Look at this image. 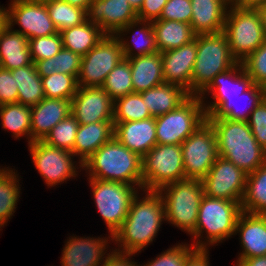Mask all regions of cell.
Listing matches in <instances>:
<instances>
[{
  "label": "cell",
  "mask_w": 266,
  "mask_h": 266,
  "mask_svg": "<svg viewBox=\"0 0 266 266\" xmlns=\"http://www.w3.org/2000/svg\"><path fill=\"white\" fill-rule=\"evenodd\" d=\"M253 84L242 62H237L231 69L216 75L210 85L199 95L203 101L205 93H212L215 100L208 106L203 104L206 116H209L225 99L239 97Z\"/></svg>",
  "instance_id": "cell-18"
},
{
  "label": "cell",
  "mask_w": 266,
  "mask_h": 266,
  "mask_svg": "<svg viewBox=\"0 0 266 266\" xmlns=\"http://www.w3.org/2000/svg\"><path fill=\"white\" fill-rule=\"evenodd\" d=\"M152 117L140 93H130L114 101L113 124L145 120Z\"/></svg>",
  "instance_id": "cell-39"
},
{
  "label": "cell",
  "mask_w": 266,
  "mask_h": 266,
  "mask_svg": "<svg viewBox=\"0 0 266 266\" xmlns=\"http://www.w3.org/2000/svg\"><path fill=\"white\" fill-rule=\"evenodd\" d=\"M31 64L28 39L8 25L0 34V67L13 70Z\"/></svg>",
  "instance_id": "cell-27"
},
{
  "label": "cell",
  "mask_w": 266,
  "mask_h": 266,
  "mask_svg": "<svg viewBox=\"0 0 266 266\" xmlns=\"http://www.w3.org/2000/svg\"><path fill=\"white\" fill-rule=\"evenodd\" d=\"M8 7V25L18 24L15 30L28 40L58 33L44 2L36 0H12Z\"/></svg>",
  "instance_id": "cell-15"
},
{
  "label": "cell",
  "mask_w": 266,
  "mask_h": 266,
  "mask_svg": "<svg viewBox=\"0 0 266 266\" xmlns=\"http://www.w3.org/2000/svg\"><path fill=\"white\" fill-rule=\"evenodd\" d=\"M10 71L18 88V103L34 106L45 98L41 77L37 73L35 63Z\"/></svg>",
  "instance_id": "cell-32"
},
{
  "label": "cell",
  "mask_w": 266,
  "mask_h": 266,
  "mask_svg": "<svg viewBox=\"0 0 266 266\" xmlns=\"http://www.w3.org/2000/svg\"><path fill=\"white\" fill-rule=\"evenodd\" d=\"M8 26V11L6 8L0 6V34Z\"/></svg>",
  "instance_id": "cell-54"
},
{
  "label": "cell",
  "mask_w": 266,
  "mask_h": 266,
  "mask_svg": "<svg viewBox=\"0 0 266 266\" xmlns=\"http://www.w3.org/2000/svg\"><path fill=\"white\" fill-rule=\"evenodd\" d=\"M66 1L67 3L77 6L79 8L84 9L86 12L89 9V5L92 2V0H63Z\"/></svg>",
  "instance_id": "cell-55"
},
{
  "label": "cell",
  "mask_w": 266,
  "mask_h": 266,
  "mask_svg": "<svg viewBox=\"0 0 266 266\" xmlns=\"http://www.w3.org/2000/svg\"><path fill=\"white\" fill-rule=\"evenodd\" d=\"M167 1L168 0H144L140 10L137 12L138 19L151 22L159 19Z\"/></svg>",
  "instance_id": "cell-49"
},
{
  "label": "cell",
  "mask_w": 266,
  "mask_h": 266,
  "mask_svg": "<svg viewBox=\"0 0 266 266\" xmlns=\"http://www.w3.org/2000/svg\"><path fill=\"white\" fill-rule=\"evenodd\" d=\"M257 10L261 16L262 25L266 35V3L264 5L259 6Z\"/></svg>",
  "instance_id": "cell-56"
},
{
  "label": "cell",
  "mask_w": 266,
  "mask_h": 266,
  "mask_svg": "<svg viewBox=\"0 0 266 266\" xmlns=\"http://www.w3.org/2000/svg\"><path fill=\"white\" fill-rule=\"evenodd\" d=\"M242 64L253 83L264 87L266 85V40L256 51L244 59Z\"/></svg>",
  "instance_id": "cell-44"
},
{
  "label": "cell",
  "mask_w": 266,
  "mask_h": 266,
  "mask_svg": "<svg viewBox=\"0 0 266 266\" xmlns=\"http://www.w3.org/2000/svg\"><path fill=\"white\" fill-rule=\"evenodd\" d=\"M181 151L185 178H204L219 157L216 133L208 120L181 144Z\"/></svg>",
  "instance_id": "cell-11"
},
{
  "label": "cell",
  "mask_w": 266,
  "mask_h": 266,
  "mask_svg": "<svg viewBox=\"0 0 266 266\" xmlns=\"http://www.w3.org/2000/svg\"><path fill=\"white\" fill-rule=\"evenodd\" d=\"M44 95L47 98L72 100L78 85L73 75L54 72L47 77H41Z\"/></svg>",
  "instance_id": "cell-41"
},
{
  "label": "cell",
  "mask_w": 266,
  "mask_h": 266,
  "mask_svg": "<svg viewBox=\"0 0 266 266\" xmlns=\"http://www.w3.org/2000/svg\"><path fill=\"white\" fill-rule=\"evenodd\" d=\"M113 137V121L79 124L72 153L74 156H80V167L83 168L85 160Z\"/></svg>",
  "instance_id": "cell-25"
},
{
  "label": "cell",
  "mask_w": 266,
  "mask_h": 266,
  "mask_svg": "<svg viewBox=\"0 0 266 266\" xmlns=\"http://www.w3.org/2000/svg\"><path fill=\"white\" fill-rule=\"evenodd\" d=\"M58 32L77 26L87 19L86 11L63 0L44 1Z\"/></svg>",
  "instance_id": "cell-38"
},
{
  "label": "cell",
  "mask_w": 266,
  "mask_h": 266,
  "mask_svg": "<svg viewBox=\"0 0 266 266\" xmlns=\"http://www.w3.org/2000/svg\"><path fill=\"white\" fill-rule=\"evenodd\" d=\"M71 114V100L45 97L31 106V143L43 140L50 130Z\"/></svg>",
  "instance_id": "cell-22"
},
{
  "label": "cell",
  "mask_w": 266,
  "mask_h": 266,
  "mask_svg": "<svg viewBox=\"0 0 266 266\" xmlns=\"http://www.w3.org/2000/svg\"><path fill=\"white\" fill-rule=\"evenodd\" d=\"M197 54V35L179 48L161 53L164 82L182 87L191 95V77Z\"/></svg>",
  "instance_id": "cell-17"
},
{
  "label": "cell",
  "mask_w": 266,
  "mask_h": 266,
  "mask_svg": "<svg viewBox=\"0 0 266 266\" xmlns=\"http://www.w3.org/2000/svg\"><path fill=\"white\" fill-rule=\"evenodd\" d=\"M71 115L79 124L113 121L114 100L102 87H78L71 100Z\"/></svg>",
  "instance_id": "cell-16"
},
{
  "label": "cell",
  "mask_w": 266,
  "mask_h": 266,
  "mask_svg": "<svg viewBox=\"0 0 266 266\" xmlns=\"http://www.w3.org/2000/svg\"><path fill=\"white\" fill-rule=\"evenodd\" d=\"M28 45L33 63L51 58L63 48L60 32L50 36L29 39Z\"/></svg>",
  "instance_id": "cell-43"
},
{
  "label": "cell",
  "mask_w": 266,
  "mask_h": 266,
  "mask_svg": "<svg viewBox=\"0 0 266 266\" xmlns=\"http://www.w3.org/2000/svg\"><path fill=\"white\" fill-rule=\"evenodd\" d=\"M131 68L133 92L141 93L164 83L160 52L127 59Z\"/></svg>",
  "instance_id": "cell-26"
},
{
  "label": "cell",
  "mask_w": 266,
  "mask_h": 266,
  "mask_svg": "<svg viewBox=\"0 0 266 266\" xmlns=\"http://www.w3.org/2000/svg\"><path fill=\"white\" fill-rule=\"evenodd\" d=\"M238 61L232 56L223 32L197 35V54L191 77V95H200L219 73Z\"/></svg>",
  "instance_id": "cell-5"
},
{
  "label": "cell",
  "mask_w": 266,
  "mask_h": 266,
  "mask_svg": "<svg viewBox=\"0 0 266 266\" xmlns=\"http://www.w3.org/2000/svg\"><path fill=\"white\" fill-rule=\"evenodd\" d=\"M79 123L70 114L56 124L42 140L48 145L72 151Z\"/></svg>",
  "instance_id": "cell-42"
},
{
  "label": "cell",
  "mask_w": 266,
  "mask_h": 266,
  "mask_svg": "<svg viewBox=\"0 0 266 266\" xmlns=\"http://www.w3.org/2000/svg\"><path fill=\"white\" fill-rule=\"evenodd\" d=\"M240 233L243 251L237 260L266 256V215L242 211L236 223L235 234Z\"/></svg>",
  "instance_id": "cell-20"
},
{
  "label": "cell",
  "mask_w": 266,
  "mask_h": 266,
  "mask_svg": "<svg viewBox=\"0 0 266 266\" xmlns=\"http://www.w3.org/2000/svg\"><path fill=\"white\" fill-rule=\"evenodd\" d=\"M240 98V99H239ZM242 98L246 99L250 103L248 111L239 110L235 107ZM265 98L264 87L253 84L247 91L239 95L235 99H225L209 116L207 119H221L226 118L233 121H245L247 122L251 112L258 106V104ZM243 99V100H244ZM235 100V101H234Z\"/></svg>",
  "instance_id": "cell-33"
},
{
  "label": "cell",
  "mask_w": 266,
  "mask_h": 266,
  "mask_svg": "<svg viewBox=\"0 0 266 266\" xmlns=\"http://www.w3.org/2000/svg\"><path fill=\"white\" fill-rule=\"evenodd\" d=\"M229 0H191L192 20L195 35L215 34L223 31Z\"/></svg>",
  "instance_id": "cell-23"
},
{
  "label": "cell",
  "mask_w": 266,
  "mask_h": 266,
  "mask_svg": "<svg viewBox=\"0 0 266 266\" xmlns=\"http://www.w3.org/2000/svg\"><path fill=\"white\" fill-rule=\"evenodd\" d=\"M29 149L36 169L48 186L76 177L72 151L48 145L42 140L33 141Z\"/></svg>",
  "instance_id": "cell-14"
},
{
  "label": "cell",
  "mask_w": 266,
  "mask_h": 266,
  "mask_svg": "<svg viewBox=\"0 0 266 266\" xmlns=\"http://www.w3.org/2000/svg\"><path fill=\"white\" fill-rule=\"evenodd\" d=\"M18 88L10 70L0 67V105L17 103Z\"/></svg>",
  "instance_id": "cell-48"
},
{
  "label": "cell",
  "mask_w": 266,
  "mask_h": 266,
  "mask_svg": "<svg viewBox=\"0 0 266 266\" xmlns=\"http://www.w3.org/2000/svg\"><path fill=\"white\" fill-rule=\"evenodd\" d=\"M93 197L99 213L107 224L111 240L122 226L138 191L135 186L116 181L89 178Z\"/></svg>",
  "instance_id": "cell-10"
},
{
  "label": "cell",
  "mask_w": 266,
  "mask_h": 266,
  "mask_svg": "<svg viewBox=\"0 0 266 266\" xmlns=\"http://www.w3.org/2000/svg\"><path fill=\"white\" fill-rule=\"evenodd\" d=\"M204 101L190 95L174 110L155 117L157 144L181 145L206 120Z\"/></svg>",
  "instance_id": "cell-8"
},
{
  "label": "cell",
  "mask_w": 266,
  "mask_h": 266,
  "mask_svg": "<svg viewBox=\"0 0 266 266\" xmlns=\"http://www.w3.org/2000/svg\"><path fill=\"white\" fill-rule=\"evenodd\" d=\"M196 250L192 244L190 247L187 244H176V246L167 249V251L157 256L156 259L143 266H184L188 258Z\"/></svg>",
  "instance_id": "cell-45"
},
{
  "label": "cell",
  "mask_w": 266,
  "mask_h": 266,
  "mask_svg": "<svg viewBox=\"0 0 266 266\" xmlns=\"http://www.w3.org/2000/svg\"><path fill=\"white\" fill-rule=\"evenodd\" d=\"M138 25L143 26L140 27L141 29L136 30V32L134 33L132 42L134 44L131 45L129 42H125V40H123V37H121V33L133 30L132 28H136V26L138 27ZM114 35L118 38L121 44V49L125 59L132 58L134 56L152 54L158 51L151 21L137 19L129 23L127 26H124L119 29ZM133 46L136 47L135 49L138 50L136 52L137 54H134V52H132L134 51Z\"/></svg>",
  "instance_id": "cell-31"
},
{
  "label": "cell",
  "mask_w": 266,
  "mask_h": 266,
  "mask_svg": "<svg viewBox=\"0 0 266 266\" xmlns=\"http://www.w3.org/2000/svg\"><path fill=\"white\" fill-rule=\"evenodd\" d=\"M128 2H129V4H130V6H131V7L135 10V12L137 13V12L140 10V8H141V6H142L144 0H128Z\"/></svg>",
  "instance_id": "cell-57"
},
{
  "label": "cell",
  "mask_w": 266,
  "mask_h": 266,
  "mask_svg": "<svg viewBox=\"0 0 266 266\" xmlns=\"http://www.w3.org/2000/svg\"><path fill=\"white\" fill-rule=\"evenodd\" d=\"M143 191L186 179L181 145L156 144L142 157Z\"/></svg>",
  "instance_id": "cell-9"
},
{
  "label": "cell",
  "mask_w": 266,
  "mask_h": 266,
  "mask_svg": "<svg viewBox=\"0 0 266 266\" xmlns=\"http://www.w3.org/2000/svg\"><path fill=\"white\" fill-rule=\"evenodd\" d=\"M157 20H176L190 24L192 20L191 0H168Z\"/></svg>",
  "instance_id": "cell-46"
},
{
  "label": "cell",
  "mask_w": 266,
  "mask_h": 266,
  "mask_svg": "<svg viewBox=\"0 0 266 266\" xmlns=\"http://www.w3.org/2000/svg\"><path fill=\"white\" fill-rule=\"evenodd\" d=\"M237 266H266V256L243 259Z\"/></svg>",
  "instance_id": "cell-53"
},
{
  "label": "cell",
  "mask_w": 266,
  "mask_h": 266,
  "mask_svg": "<svg viewBox=\"0 0 266 266\" xmlns=\"http://www.w3.org/2000/svg\"><path fill=\"white\" fill-rule=\"evenodd\" d=\"M247 173L232 162L218 157L208 174L201 179L204 195L229 201H242Z\"/></svg>",
  "instance_id": "cell-13"
},
{
  "label": "cell",
  "mask_w": 266,
  "mask_h": 266,
  "mask_svg": "<svg viewBox=\"0 0 266 266\" xmlns=\"http://www.w3.org/2000/svg\"><path fill=\"white\" fill-rule=\"evenodd\" d=\"M208 249H197L186 261L184 266H210Z\"/></svg>",
  "instance_id": "cell-51"
},
{
  "label": "cell",
  "mask_w": 266,
  "mask_h": 266,
  "mask_svg": "<svg viewBox=\"0 0 266 266\" xmlns=\"http://www.w3.org/2000/svg\"><path fill=\"white\" fill-rule=\"evenodd\" d=\"M207 120L216 133L219 157L247 174L266 163V151L257 143L247 122L226 118Z\"/></svg>",
  "instance_id": "cell-2"
},
{
  "label": "cell",
  "mask_w": 266,
  "mask_h": 266,
  "mask_svg": "<svg viewBox=\"0 0 266 266\" xmlns=\"http://www.w3.org/2000/svg\"><path fill=\"white\" fill-rule=\"evenodd\" d=\"M241 202L203 195L199 205L195 231L191 235L196 240L200 236L203 237L201 234L205 231L207 243L197 240L196 244L193 243L192 245L196 249H207L206 246L220 243L234 235L238 217L242 212Z\"/></svg>",
  "instance_id": "cell-4"
},
{
  "label": "cell",
  "mask_w": 266,
  "mask_h": 266,
  "mask_svg": "<svg viewBox=\"0 0 266 266\" xmlns=\"http://www.w3.org/2000/svg\"><path fill=\"white\" fill-rule=\"evenodd\" d=\"M124 59L121 44L115 35L103 39L82 56L77 77L78 87H102L109 72Z\"/></svg>",
  "instance_id": "cell-12"
},
{
  "label": "cell",
  "mask_w": 266,
  "mask_h": 266,
  "mask_svg": "<svg viewBox=\"0 0 266 266\" xmlns=\"http://www.w3.org/2000/svg\"><path fill=\"white\" fill-rule=\"evenodd\" d=\"M60 35L63 48L84 56L103 39L106 33L86 19L77 26L60 31Z\"/></svg>",
  "instance_id": "cell-30"
},
{
  "label": "cell",
  "mask_w": 266,
  "mask_h": 266,
  "mask_svg": "<svg viewBox=\"0 0 266 266\" xmlns=\"http://www.w3.org/2000/svg\"><path fill=\"white\" fill-rule=\"evenodd\" d=\"M82 56L62 48L55 56L35 62L40 77H47L54 72L73 75L76 79L81 68Z\"/></svg>",
  "instance_id": "cell-36"
},
{
  "label": "cell",
  "mask_w": 266,
  "mask_h": 266,
  "mask_svg": "<svg viewBox=\"0 0 266 266\" xmlns=\"http://www.w3.org/2000/svg\"><path fill=\"white\" fill-rule=\"evenodd\" d=\"M0 116L2 128L13 132L15 138L27 134L31 144V106L18 102L0 105Z\"/></svg>",
  "instance_id": "cell-35"
},
{
  "label": "cell",
  "mask_w": 266,
  "mask_h": 266,
  "mask_svg": "<svg viewBox=\"0 0 266 266\" xmlns=\"http://www.w3.org/2000/svg\"><path fill=\"white\" fill-rule=\"evenodd\" d=\"M242 211L266 215V163L247 174Z\"/></svg>",
  "instance_id": "cell-34"
},
{
  "label": "cell",
  "mask_w": 266,
  "mask_h": 266,
  "mask_svg": "<svg viewBox=\"0 0 266 266\" xmlns=\"http://www.w3.org/2000/svg\"><path fill=\"white\" fill-rule=\"evenodd\" d=\"M142 200L133 198L122 226L114 233L113 241L122 248L115 251L135 254L153 242L162 221H166L163 198L158 191H145Z\"/></svg>",
  "instance_id": "cell-1"
},
{
  "label": "cell",
  "mask_w": 266,
  "mask_h": 266,
  "mask_svg": "<svg viewBox=\"0 0 266 266\" xmlns=\"http://www.w3.org/2000/svg\"><path fill=\"white\" fill-rule=\"evenodd\" d=\"M86 14L89 22L110 35L138 19L128 0H92Z\"/></svg>",
  "instance_id": "cell-19"
},
{
  "label": "cell",
  "mask_w": 266,
  "mask_h": 266,
  "mask_svg": "<svg viewBox=\"0 0 266 266\" xmlns=\"http://www.w3.org/2000/svg\"><path fill=\"white\" fill-rule=\"evenodd\" d=\"M89 178L133 184L143 189L142 158L115 137L82 164Z\"/></svg>",
  "instance_id": "cell-3"
},
{
  "label": "cell",
  "mask_w": 266,
  "mask_h": 266,
  "mask_svg": "<svg viewBox=\"0 0 266 266\" xmlns=\"http://www.w3.org/2000/svg\"><path fill=\"white\" fill-rule=\"evenodd\" d=\"M140 94L152 117L174 110L190 96L182 87L165 82Z\"/></svg>",
  "instance_id": "cell-28"
},
{
  "label": "cell",
  "mask_w": 266,
  "mask_h": 266,
  "mask_svg": "<svg viewBox=\"0 0 266 266\" xmlns=\"http://www.w3.org/2000/svg\"><path fill=\"white\" fill-rule=\"evenodd\" d=\"M9 168L0 170V225L4 226L14 214L19 199V179ZM18 180V181H17Z\"/></svg>",
  "instance_id": "cell-37"
},
{
  "label": "cell",
  "mask_w": 266,
  "mask_h": 266,
  "mask_svg": "<svg viewBox=\"0 0 266 266\" xmlns=\"http://www.w3.org/2000/svg\"><path fill=\"white\" fill-rule=\"evenodd\" d=\"M229 8L222 32L232 56L242 62L263 44L266 35L257 9L239 8L233 4Z\"/></svg>",
  "instance_id": "cell-7"
},
{
  "label": "cell",
  "mask_w": 266,
  "mask_h": 266,
  "mask_svg": "<svg viewBox=\"0 0 266 266\" xmlns=\"http://www.w3.org/2000/svg\"><path fill=\"white\" fill-rule=\"evenodd\" d=\"M152 26L158 52L179 48L195 38L191 25L176 20H154Z\"/></svg>",
  "instance_id": "cell-29"
},
{
  "label": "cell",
  "mask_w": 266,
  "mask_h": 266,
  "mask_svg": "<svg viewBox=\"0 0 266 266\" xmlns=\"http://www.w3.org/2000/svg\"><path fill=\"white\" fill-rule=\"evenodd\" d=\"M158 192L163 198L166 220L192 234L195 231L199 205L204 195L201 180L186 178L169 183Z\"/></svg>",
  "instance_id": "cell-6"
},
{
  "label": "cell",
  "mask_w": 266,
  "mask_h": 266,
  "mask_svg": "<svg viewBox=\"0 0 266 266\" xmlns=\"http://www.w3.org/2000/svg\"><path fill=\"white\" fill-rule=\"evenodd\" d=\"M108 239L69 238L62 250V266H99L103 261Z\"/></svg>",
  "instance_id": "cell-24"
},
{
  "label": "cell",
  "mask_w": 266,
  "mask_h": 266,
  "mask_svg": "<svg viewBox=\"0 0 266 266\" xmlns=\"http://www.w3.org/2000/svg\"><path fill=\"white\" fill-rule=\"evenodd\" d=\"M102 88L115 101L133 93L132 75L129 61L122 59L107 75Z\"/></svg>",
  "instance_id": "cell-40"
},
{
  "label": "cell",
  "mask_w": 266,
  "mask_h": 266,
  "mask_svg": "<svg viewBox=\"0 0 266 266\" xmlns=\"http://www.w3.org/2000/svg\"><path fill=\"white\" fill-rule=\"evenodd\" d=\"M105 260L102 262L101 266H140L135 262L131 261L130 257L134 254L122 253L118 251H112L111 254H106Z\"/></svg>",
  "instance_id": "cell-50"
},
{
  "label": "cell",
  "mask_w": 266,
  "mask_h": 266,
  "mask_svg": "<svg viewBox=\"0 0 266 266\" xmlns=\"http://www.w3.org/2000/svg\"><path fill=\"white\" fill-rule=\"evenodd\" d=\"M266 0H233L231 4L239 8L257 9L259 6L264 5Z\"/></svg>",
  "instance_id": "cell-52"
},
{
  "label": "cell",
  "mask_w": 266,
  "mask_h": 266,
  "mask_svg": "<svg viewBox=\"0 0 266 266\" xmlns=\"http://www.w3.org/2000/svg\"><path fill=\"white\" fill-rule=\"evenodd\" d=\"M114 137L142 158L157 144L155 117L114 124Z\"/></svg>",
  "instance_id": "cell-21"
},
{
  "label": "cell",
  "mask_w": 266,
  "mask_h": 266,
  "mask_svg": "<svg viewBox=\"0 0 266 266\" xmlns=\"http://www.w3.org/2000/svg\"><path fill=\"white\" fill-rule=\"evenodd\" d=\"M257 143L266 151V99L251 112L247 121Z\"/></svg>",
  "instance_id": "cell-47"
},
{
  "label": "cell",
  "mask_w": 266,
  "mask_h": 266,
  "mask_svg": "<svg viewBox=\"0 0 266 266\" xmlns=\"http://www.w3.org/2000/svg\"><path fill=\"white\" fill-rule=\"evenodd\" d=\"M264 95H265V99H266V85L264 86Z\"/></svg>",
  "instance_id": "cell-58"
}]
</instances>
